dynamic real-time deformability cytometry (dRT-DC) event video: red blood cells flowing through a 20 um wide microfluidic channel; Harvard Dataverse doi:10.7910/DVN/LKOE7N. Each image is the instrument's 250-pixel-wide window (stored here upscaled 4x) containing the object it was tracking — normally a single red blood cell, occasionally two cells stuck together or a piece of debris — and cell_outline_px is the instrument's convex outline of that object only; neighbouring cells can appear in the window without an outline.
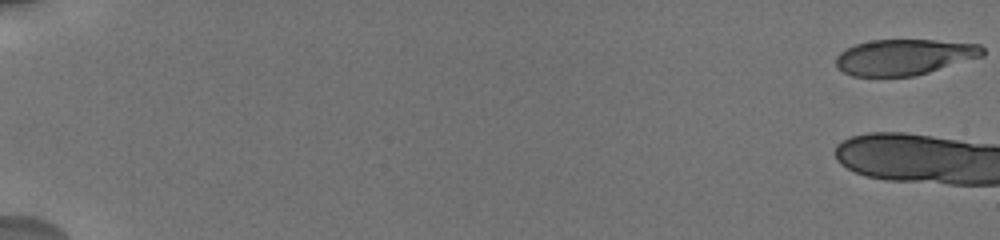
{"species": "human", "species_latin": "Homo sapiens", "temperature_condition": "cold", "stored_images_in_passage": 22, "camera_frame_rate_fps": 3000, "um_per_image_px": 0.085, "donor": {"sex": "male"}, "frame": {"image": 1, "passage_image": 1, "time_ms": 0.0, "image_size_px": [1000, 240], "cell_outline_px": [[984, 56], [916, 76], [852, 76], [836, 68], [836, 56], [840, 52], [856, 44], [872, 40], [936, 40], [980, 44], [984, 48]], "centroid_in_image_um": [76.88, 4.85], "position_along_channel_um": 8.1, "area_um2": 30.75}}